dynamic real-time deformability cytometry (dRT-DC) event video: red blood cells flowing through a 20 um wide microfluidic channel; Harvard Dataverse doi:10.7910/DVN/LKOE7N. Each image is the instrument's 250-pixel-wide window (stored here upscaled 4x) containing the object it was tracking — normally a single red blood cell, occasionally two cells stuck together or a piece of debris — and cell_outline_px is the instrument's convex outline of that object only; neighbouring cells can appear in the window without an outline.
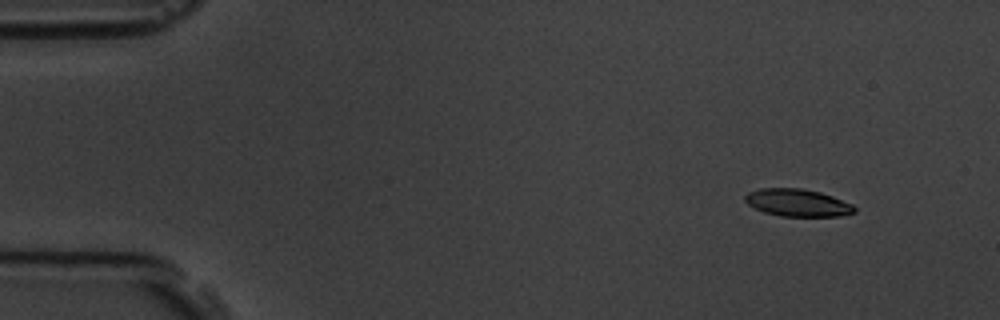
{"species": "common noctule bat (a hibernating species)", "species_latin": "Nyctalus noctula", "temperature_condition": "room temperature", "stored_images_in_passage": 4, "camera_frame_rate_fps": 3000, "um_per_image_px": 0.085, "animal": {"sex": "male", "body_mass_g": 19.5, "forearm_length_mm": 54.6}, "frame": {"image": 1, "passage_image": 1, "time_ms": 0.0, "image_size_px": [1000, 320], "cell_outline_px": [[856, 212], [840, 216], [780, 216], [764, 212], [748, 204], [744, 200], [744, 196], [748, 192], [760, 188], [800, 188], [820, 192], [832, 196], [852, 204], [856, 208]], "centroid_in_image_um": [67.79, 17.23], "position_along_channel_um": 17.2, "area_um2": 17.46}}
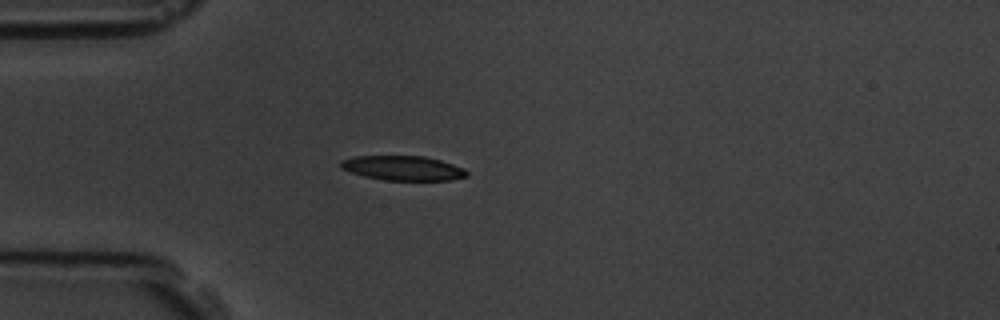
{"frame": {"image": 2, "passage_image": 4, "time_ms": 3.333, "image_size_px": [1000, 320], "cell_outline_px": [[468, 176], [452, 180], [384, 180], [364, 176], [340, 168], [340, 160], [356, 156], [424, 156], [440, 160], [464, 168], [468, 172]], "centroid_in_image_um": [34.26, 14.29], "position_along_channel_um": 50.7, "area_um2": 18.03}}